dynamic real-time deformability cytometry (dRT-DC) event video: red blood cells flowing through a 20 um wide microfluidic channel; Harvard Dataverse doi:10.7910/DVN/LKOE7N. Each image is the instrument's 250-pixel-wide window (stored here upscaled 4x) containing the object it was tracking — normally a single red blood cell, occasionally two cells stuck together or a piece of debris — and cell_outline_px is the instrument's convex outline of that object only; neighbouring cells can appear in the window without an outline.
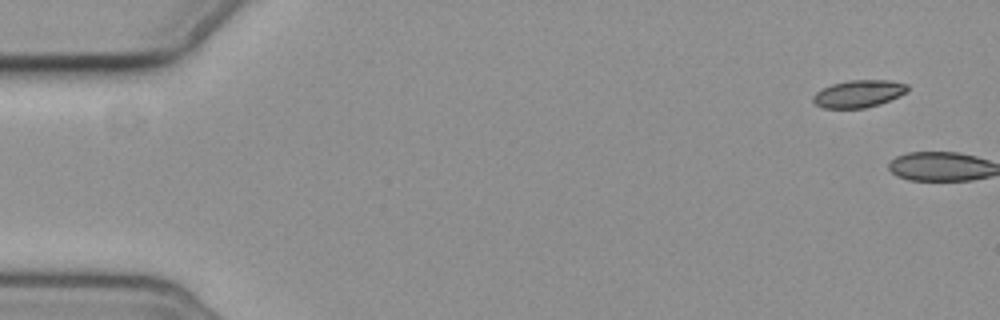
{"species": "common noctule bat (a hibernating species)", "species_latin": "Nyctalus noctula", "temperature_condition": "cold", "stored_images_in_passage": 2, "camera_frame_rate_fps": 3000, "um_per_image_px": 0.085, "animal": {"sex": "female", "body_mass_g": 19.3, "forearm_length_mm": 54.1}, "frame": {"image": 1, "passage_image": 1, "time_ms": 0.0, "image_size_px": [1000, 320], "cell_outline_px": [[908, 88], [900, 96], [880, 104], [864, 108], [824, 108], [816, 104], [812, 100], [812, 96], [816, 92], [832, 84], [848, 80], [888, 80], [908, 84]], "centroid_in_image_um": [72.98, 7.96], "position_along_channel_um": 12.0, "area_um2": 14.97}}